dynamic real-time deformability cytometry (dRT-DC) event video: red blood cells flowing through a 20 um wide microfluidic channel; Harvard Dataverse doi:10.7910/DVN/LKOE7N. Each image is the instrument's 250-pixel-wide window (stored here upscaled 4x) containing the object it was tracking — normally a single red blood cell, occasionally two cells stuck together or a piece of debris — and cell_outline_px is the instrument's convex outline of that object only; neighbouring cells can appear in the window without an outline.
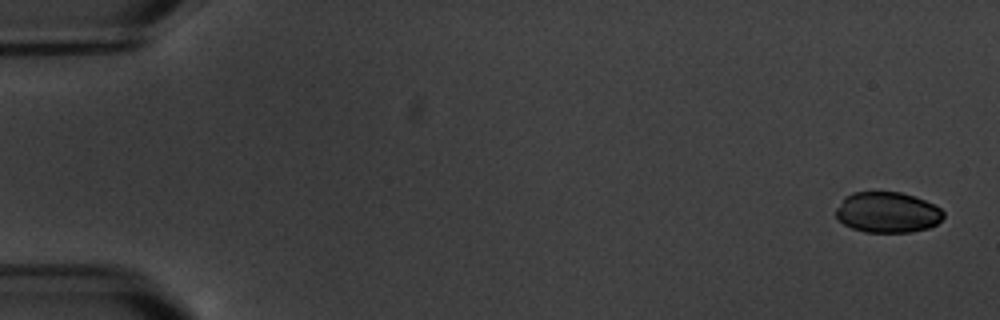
{"species": "common noctule bat (a hibernating species)", "species_latin": "Nyctalus noctula", "temperature_condition": "warm", "stored_images_in_passage": 5, "camera_frame_rate_fps": 3000, "um_per_image_px": 0.085, "animal": {"sex": "male", "body_mass_g": 20.1, "forearm_length_mm": 53.5}, "frame": {"image": 1, "passage_image": 1, "time_ms": 0.0, "image_size_px": [1000, 320], "cell_outline_px": [[944, 216], [936, 224], [928, 228], [912, 232], [864, 232], [852, 228], [844, 224], [836, 216], [836, 208], [844, 196], [852, 192], [900, 192], [924, 200], [940, 208], [944, 212]], "centroid_in_image_um": [75.41, 18.05], "position_along_channel_um": 9.6, "area_um2": 25.43}}
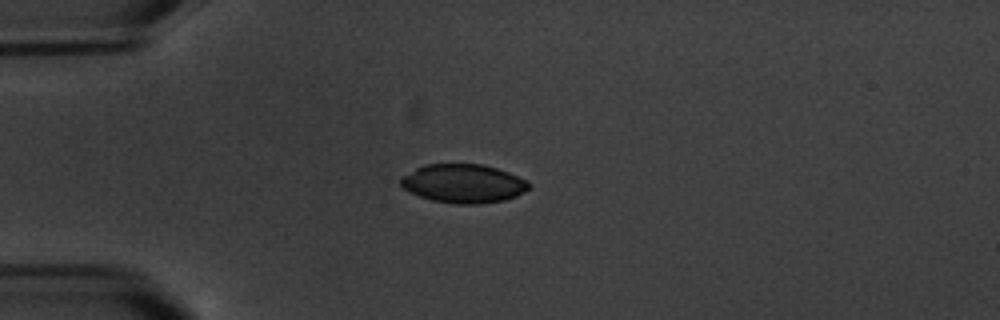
{"frame": {"image": 2, "passage_image": 4, "time_ms": 4.667, "image_size_px": [1000, 320], "cell_outline_px": [[532, 184], [524, 192], [516, 196], [504, 200], [476, 204], [456, 204], [432, 200], [420, 196], [404, 188], [400, 184], [400, 180], [404, 176], [416, 168], [424, 164], [480, 164], [496, 168], [508, 172], [528, 180]], "centroid_in_image_um": [39.42, 15.6], "position_along_channel_um": 45.6, "area_um2": 28.73}}